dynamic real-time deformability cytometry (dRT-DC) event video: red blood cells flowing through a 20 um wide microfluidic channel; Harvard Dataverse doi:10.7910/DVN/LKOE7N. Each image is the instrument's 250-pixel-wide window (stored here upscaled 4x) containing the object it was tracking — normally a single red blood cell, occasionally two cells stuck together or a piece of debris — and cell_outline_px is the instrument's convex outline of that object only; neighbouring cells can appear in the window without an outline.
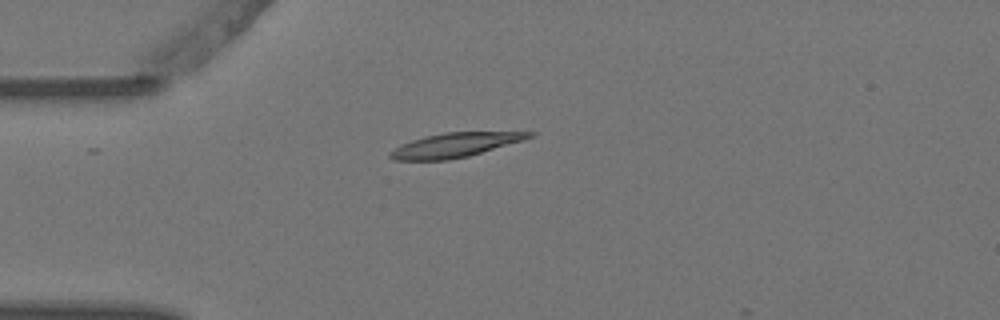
{"species": "Egyptian fruit bat (a non-hibernating species)", "species_latin": "Rousettus aegyptiacus", "temperature_condition": "warm", "stored_images_in_passage": 2, "camera_frame_rate_fps": 3000, "um_per_image_px": 0.085, "animal": {"sex": "female"}, "frame": {"image": 1, "passage_image": 1, "time_ms": 0.0, "image_size_px": [1000, 320], "cell_outline_px": [[536, 132], [532, 136], [524, 140], [468, 156], [448, 160], [392, 160], [388, 156], [388, 152], [400, 144], [412, 140], [444, 132]], "centroid_in_image_um": [38.62, 12.34], "position_along_channel_um": 46.4, "area_um2": 19.54}}
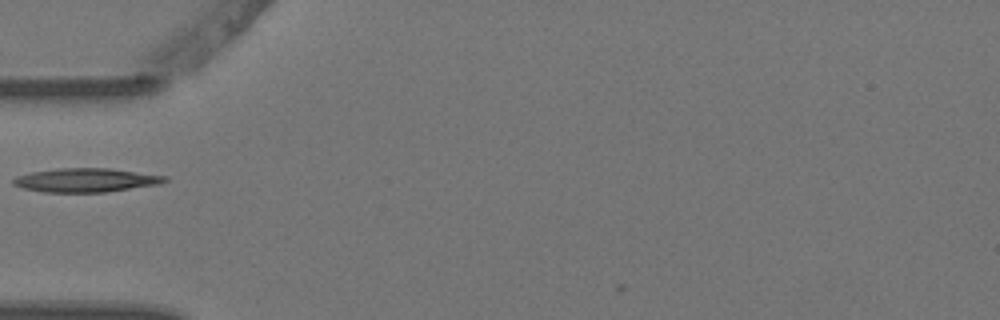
{"frame": {"image": 2, "passage_image": 2, "time_ms": 0.333, "image_size_px": [1000, 320], "cell_outline_px": [[168, 180], [160, 184], [104, 192], [44, 192], [24, 188], [12, 184], [12, 180], [16, 176], [32, 172], [56, 168], [108, 168], [168, 176]], "centroid_in_image_um": [7.3, 15.3], "position_along_channel_um": 77.7, "area_um2": 20.98}}